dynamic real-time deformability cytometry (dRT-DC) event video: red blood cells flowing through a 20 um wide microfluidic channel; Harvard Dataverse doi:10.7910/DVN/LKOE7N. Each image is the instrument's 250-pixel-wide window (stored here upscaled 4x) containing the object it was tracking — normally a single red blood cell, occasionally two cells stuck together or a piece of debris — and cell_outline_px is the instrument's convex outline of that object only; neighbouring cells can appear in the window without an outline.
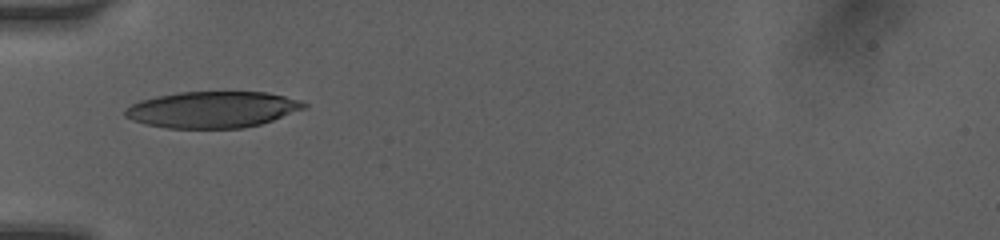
{"species": "human", "species_latin": "Homo sapiens", "temperature_condition": "room temperature", "stored_images_in_passage": 16, "camera_frame_rate_fps": 3000, "um_per_image_px": 0.085, "donor": {"sex": "female"}, "frame": {"image": 1, "passage_image": 1, "time_ms": 0.0, "image_size_px": [1000, 240], "cell_outline_px": [[308, 108], [260, 124], [244, 128], [168, 128], [144, 124], [132, 120], [124, 116], [124, 108], [140, 100], [156, 96], [176, 92], [268, 92], [300, 100], [308, 104]], "centroid_in_image_um": [18.05, 9.31], "position_along_channel_um": 66.9, "area_um2": 38.15}}
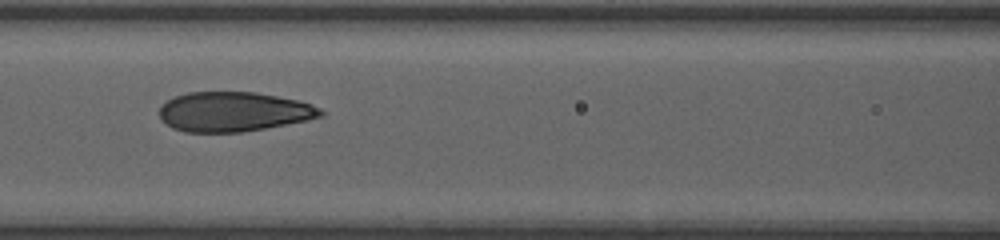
{"frame": {"image": 2, "passage_image": 10, "time_ms": 2.0, "image_size_px": [1000, 240], "cell_outline_px": [[324, 116], [308, 120], [264, 128], [240, 132], [184, 132], [172, 128], [160, 116], [160, 104], [176, 96], [188, 92], [256, 92], [296, 100], [312, 104], [320, 108], [324, 112]], "centroid_in_image_um": [19.86, 9.49], "position_along_channel_um": 146.7, "area_um2": 37.11}}
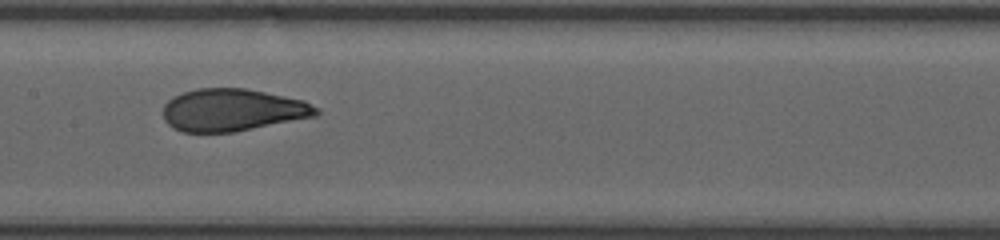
{"frame": {"image": 3, "passage_image": 15, "time_ms": 3.0, "image_size_px": [1000, 240], "cell_outline_px": [[320, 112], [316, 116], [232, 132], [180, 132], [172, 128], [164, 120], [164, 104], [172, 96], [196, 88], [244, 88], [304, 100], [320, 108]], "centroid_in_image_um": [19.75, 9.35], "position_along_channel_um": 187.7, "area_um2": 37.8}}